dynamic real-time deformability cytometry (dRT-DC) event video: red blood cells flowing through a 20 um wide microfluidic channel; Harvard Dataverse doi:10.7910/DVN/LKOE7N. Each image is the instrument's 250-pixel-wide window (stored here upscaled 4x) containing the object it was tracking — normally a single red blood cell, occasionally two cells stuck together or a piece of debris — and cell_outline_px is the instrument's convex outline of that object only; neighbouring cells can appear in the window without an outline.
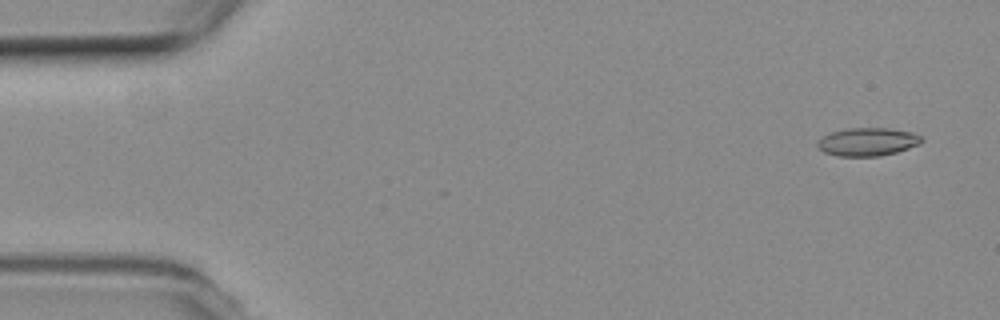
{"species": "common noctule bat (a hibernating species)", "species_latin": "Nyctalus noctula", "temperature_condition": "room temperature", "stored_images_in_passage": 54, "camera_frame_rate_fps": 3000, "um_per_image_px": 0.085, "animal": {"sex": "female", "body_mass_g": 19.3, "forearm_length_mm": 54.1}, "frame": {"image": 1, "passage_image": 2, "time_ms": 0.333, "image_size_px": [1000, 320], "cell_outline_px": [[924, 140], [920, 144], [896, 152], [880, 156], [836, 156], [824, 152], [816, 144], [824, 136], [832, 132], [848, 128], [888, 128], [912, 132], [920, 136]], "centroid_in_image_um": [73.77, 12.06], "position_along_channel_um": 11.2, "area_um2": 16.94}}
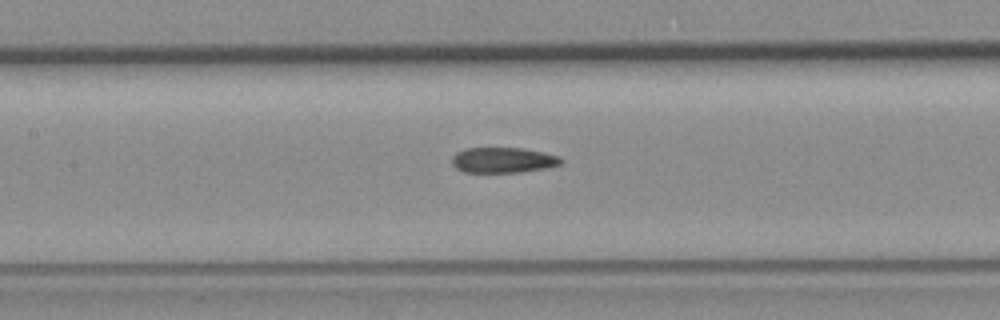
{"frame": {"image": 2, "passage_image": 24, "time_ms": 7.667, "image_size_px": [1000, 320], "cell_outline_px": [[564, 160], [560, 164], [544, 168], [520, 172], [464, 172], [456, 168], [452, 164], [452, 156], [456, 152], [464, 148], [524, 148], [544, 152], [560, 156]], "centroid_in_image_um": [42.75, 13.6], "position_along_channel_um": 164.6, "area_um2": 16.24}}
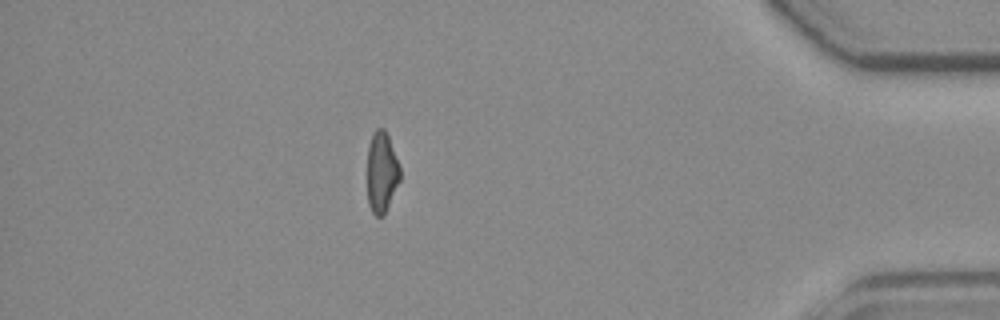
{"frame": {"image": 3, "passage_image": 47, "time_ms": 15.333, "image_size_px": [1000, 320], "cell_outline_px": [[400, 180], [384, 216], [376, 216], [372, 212], [368, 204], [368, 144], [372, 132], [376, 128], [384, 128], [388, 136], [400, 168]], "centroid_in_image_um": [32.43, 14.64], "position_along_channel_um": 402.8, "area_um2": 15.43}, "authors_computed_cell_mechanics": {"area_um2": 16.8198, "velocity_mm_per_s": 3.7388, "shape_relaxation_time_tau1_ms": null, "shape_relaxation_time_tau2_ms": 3.5305, "deformation_change_tau1": null, "deformation_change_tau2": 0.1149}}